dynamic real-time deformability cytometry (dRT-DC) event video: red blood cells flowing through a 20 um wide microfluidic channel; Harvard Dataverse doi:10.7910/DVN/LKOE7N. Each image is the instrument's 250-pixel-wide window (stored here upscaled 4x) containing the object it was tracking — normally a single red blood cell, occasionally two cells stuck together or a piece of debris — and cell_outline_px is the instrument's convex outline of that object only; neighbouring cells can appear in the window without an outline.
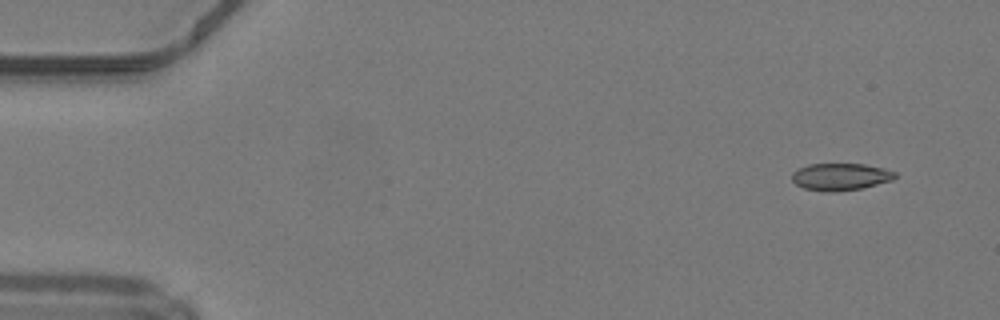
{"species": "common noctule bat (a hibernating species)", "species_latin": "Nyctalus noctula", "temperature_condition": "warm", "stored_images_in_passage": 44, "camera_frame_rate_fps": 3000, "um_per_image_px": 0.085, "animal": {"sex": "male", "body_mass_g": 19.2, "forearm_length_mm": 51.8}, "frame": {"image": 1, "passage_image": 1, "time_ms": 0.0, "image_size_px": [1000, 320], "cell_outline_px": [[896, 176], [892, 180], [860, 188], [836, 192], [824, 192], [804, 188], [796, 184], [792, 180], [792, 172], [808, 164], [864, 164], [884, 168], [896, 172]], "centroid_in_image_um": [71.43, 15.02], "position_along_channel_um": 13.6, "area_um2": 16.24}}
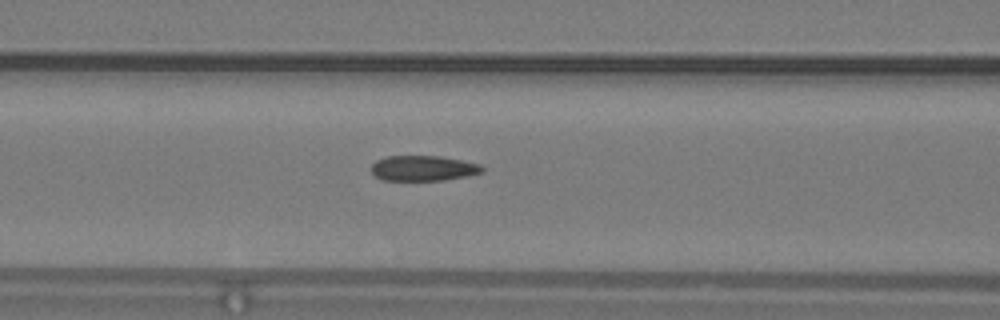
{"frame": {"image": 2, "passage_image": 18, "time_ms": 5.667, "image_size_px": [1000, 320], "cell_outline_px": [[484, 172], [468, 176], [444, 180], [384, 180], [376, 176], [372, 172], [372, 164], [376, 160], [388, 156], [440, 156], [480, 164], [484, 168]], "centroid_in_image_um": [36.0, 14.3], "position_along_channel_um": 130.6, "area_um2": 16.3}}
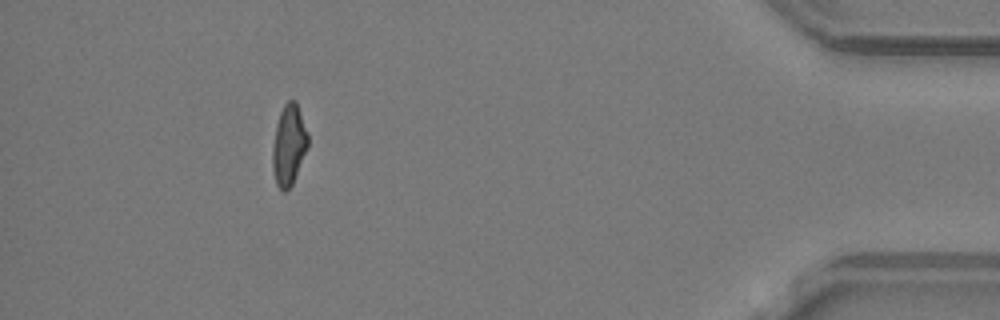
{"frame": {"image": 3, "passage_image": 42, "time_ms": 13.667, "image_size_px": [1000, 320], "cell_outline_px": [[308, 148], [292, 184], [284, 192], [276, 184], [272, 172], [272, 148], [276, 124], [280, 112], [284, 104], [288, 100], [296, 100], [308, 132]], "centroid_in_image_um": [24.55, 12.31], "position_along_channel_um": 410.7, "area_um2": 16.82}}